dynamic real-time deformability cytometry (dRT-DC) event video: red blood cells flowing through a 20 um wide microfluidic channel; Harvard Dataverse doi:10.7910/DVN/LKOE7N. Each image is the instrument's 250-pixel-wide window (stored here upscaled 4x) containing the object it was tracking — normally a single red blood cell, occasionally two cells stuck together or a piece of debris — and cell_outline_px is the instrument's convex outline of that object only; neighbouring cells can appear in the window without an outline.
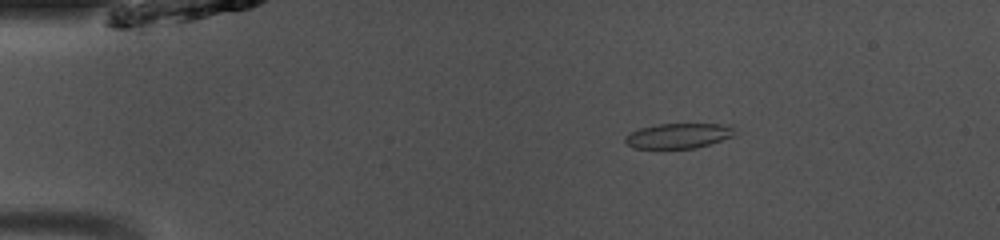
{"species": "common noctule bat (a hibernating species)", "species_latin": "Nyctalus noctula", "temperature_condition": "room temperature", "stored_images_in_passage": 44, "camera_frame_rate_fps": 3000, "um_per_image_px": 0.085, "animal": {"sex": "male", "body_mass_g": 13.0, "forearm_length_mm": 53.1}, "frame": {"image": 1, "passage_image": 4, "time_ms": 1.0, "image_size_px": [1000, 240], "cell_outline_px": [[740, 132], [736, 136], [696, 148], [632, 148], [624, 140], [632, 132], [640, 128], [656, 124], [732, 124]], "centroid_in_image_um": [57.81, 11.53], "position_along_channel_um": 27.2, "area_um2": 16.24}}
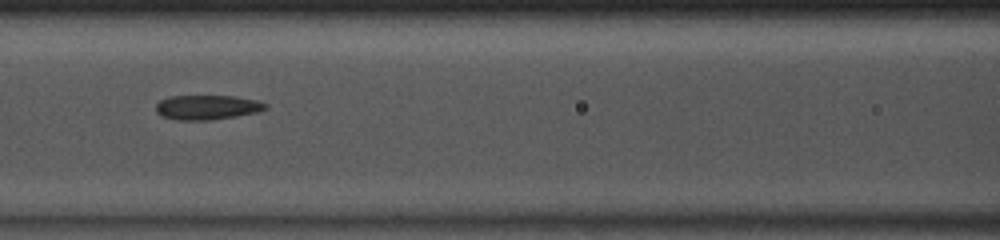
{"frame": {"image": 2, "passage_image": 17, "time_ms": 5.333, "image_size_px": [1000, 240], "cell_outline_px": [[268, 108], [256, 112], [236, 116], [212, 120], [176, 120], [160, 116], [156, 112], [156, 104], [160, 100], [172, 96], [232, 96], [260, 100], [268, 104]], "centroid_in_image_um": [17.61, 9.12], "position_along_channel_um": 149.0, "area_um2": 15.84}}
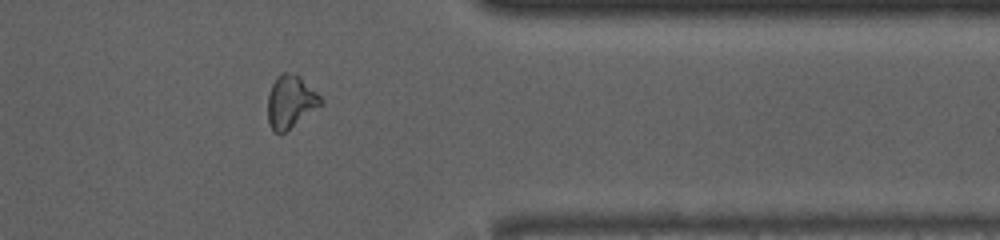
{"frame": {"image": 3, "passage_image": 35, "time_ms": 11.333, "image_size_px": [1000, 240], "cell_outline_px": [[324, 104], [284, 132], [272, 132], [268, 124], [268, 96], [272, 84], [276, 76], [284, 72], [288, 72], [300, 76], [324, 100]], "centroid_in_image_um": [24.7, 8.64], "position_along_channel_um": 386.7, "area_um2": 16.3}, "authors_computed_cell_mechanics": {"area_um2": 16.2129, "velocity_mm_per_s": 4.1179, "shape_relaxation_time_tau1_ms": null, "shape_relaxation_time_tau2_ms": 5.8553, "deformation_change_tau1": null, "deformation_change_tau2": 0.1266}}